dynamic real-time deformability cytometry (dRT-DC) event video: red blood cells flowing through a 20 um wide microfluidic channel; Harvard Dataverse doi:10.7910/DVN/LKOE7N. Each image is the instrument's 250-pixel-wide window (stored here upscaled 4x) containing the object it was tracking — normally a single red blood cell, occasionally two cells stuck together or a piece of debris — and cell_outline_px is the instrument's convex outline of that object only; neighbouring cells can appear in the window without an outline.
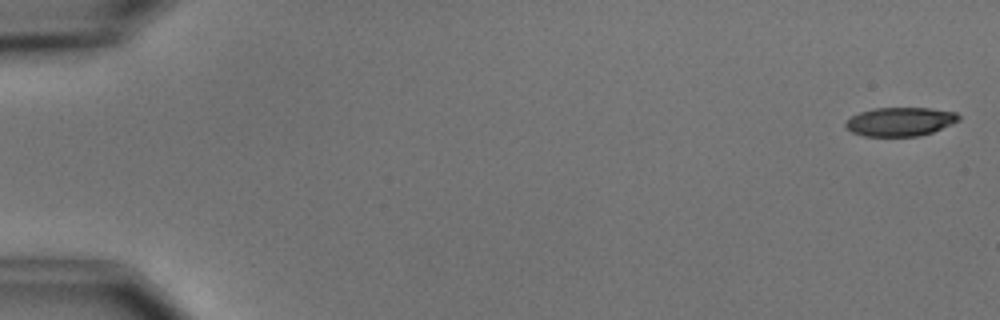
{"species": "common noctule bat (a hibernating species)", "species_latin": "Nyctalus noctula", "temperature_condition": "cold", "stored_images_in_passage": 5, "camera_frame_rate_fps": 3000, "um_per_image_px": 0.085, "animal": {"sex": "male", "body_mass_g": 15.6}, "frame": {"image": 1, "passage_image": 1, "time_ms": 0.0, "image_size_px": [1000, 320], "cell_outline_px": [[960, 120], [932, 132], [916, 136], [864, 136], [852, 132], [844, 124], [852, 116], [860, 112], [872, 108], [928, 108], [956, 112], [960, 116]], "centroid_in_image_um": [76.51, 10.33], "position_along_channel_um": 8.5, "area_um2": 18.79}}
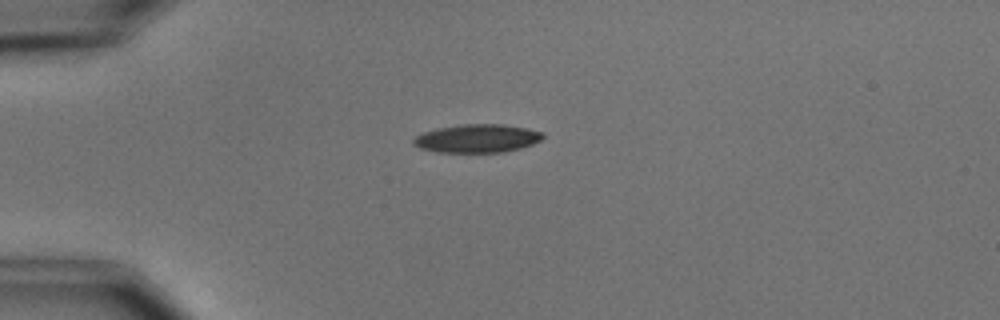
{"frame": {"image": 2, "passage_image": 4, "time_ms": 4.333, "image_size_px": [1000, 320], "cell_outline_px": [[544, 136], [540, 140], [532, 144], [520, 148], [504, 152], [436, 152], [420, 148], [412, 144], [412, 140], [416, 136], [424, 132], [436, 128], [460, 124], [504, 124], [528, 128], [544, 132]], "centroid_in_image_um": [40.56, 11.76], "position_along_channel_um": 44.4, "area_um2": 21.5}}